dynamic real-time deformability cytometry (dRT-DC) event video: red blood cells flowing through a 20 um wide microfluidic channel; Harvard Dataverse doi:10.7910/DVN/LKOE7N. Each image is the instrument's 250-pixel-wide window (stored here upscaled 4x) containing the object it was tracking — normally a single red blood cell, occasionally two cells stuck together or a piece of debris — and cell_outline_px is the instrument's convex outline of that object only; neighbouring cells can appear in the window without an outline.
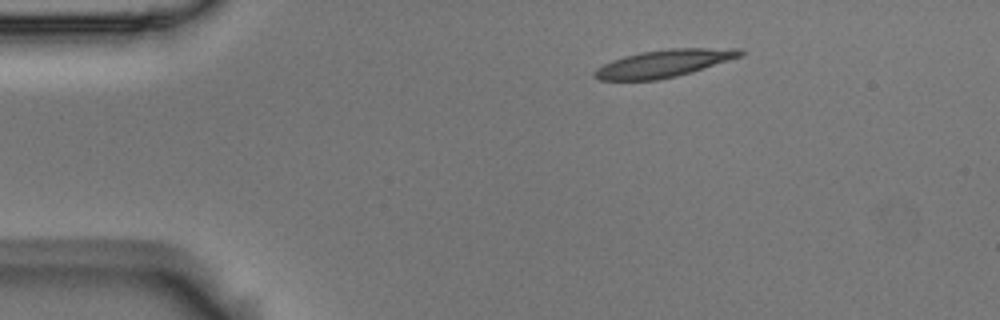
{"species": "Egyptian fruit bat (a non-hibernating species)", "species_latin": "Rousettus aegyptiacus", "temperature_condition": "room temperature", "stored_images_in_passage": 46, "camera_frame_rate_fps": 3000, "um_per_image_px": 0.085, "animal": {"sex": "male"}, "frame": {"image": 1, "passage_image": 1, "time_ms": 0.0, "image_size_px": [1000, 320], "cell_outline_px": [[748, 52], [744, 56], [692, 72], [676, 76], [656, 80], [600, 80], [592, 76], [592, 72], [596, 68], [612, 60], [624, 56], [640, 52], [668, 48], [744, 48]], "centroid_in_image_um": [56.5, 5.37], "position_along_channel_um": 28.5, "area_um2": 23.7}}
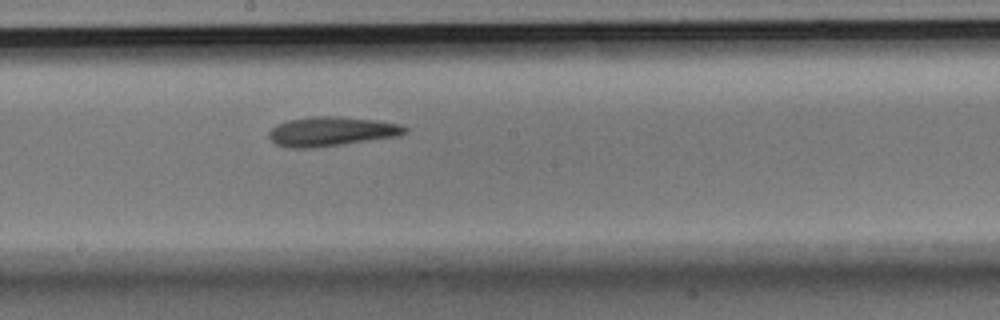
{"frame": {"image": 2, "passage_image": 21, "time_ms": 6.667, "image_size_px": [1000, 320], "cell_outline_px": [[408, 132], [400, 136], [340, 144], [308, 148], [292, 148], [276, 144], [268, 136], [268, 132], [276, 124], [288, 120], [308, 116], [340, 116], [376, 120], [400, 124], [408, 128]], "centroid_in_image_um": [28.18, 11.15], "position_along_channel_um": 220.0, "area_um2": 23.29}}
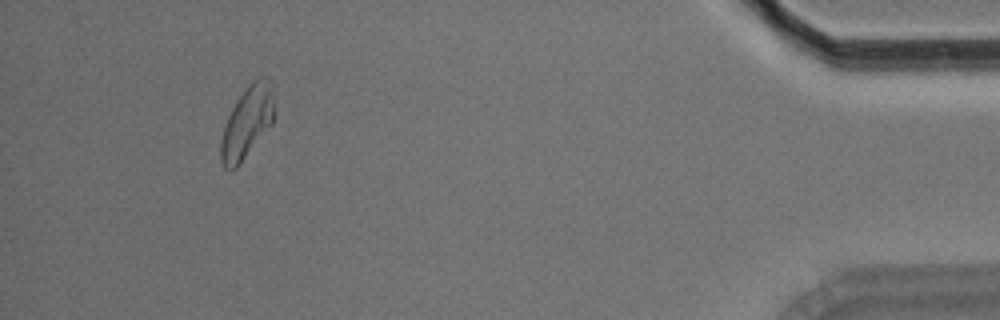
{"frame": {"image": 3, "passage_image": 42, "time_ms": 13.667, "image_size_px": [1000, 320], "cell_outline_px": [[272, 124], [240, 164], [232, 172], [228, 172], [224, 168], [220, 160], [220, 140], [224, 124], [232, 108], [248, 84], [252, 80], [260, 76], [268, 76], [272, 84]], "centroid_in_image_um": [20.96, 10.43], "position_along_channel_um": 414.2, "area_um2": 22.43}, "authors_computed_cell_mechanics": {"area_um2": 22.5709, "velocity_mm_per_s": 3.6908, "shape_relaxation_time_tau1_ms": null, "shape_relaxation_time_tau2_ms": 1.7185, "deformation_change_tau1": null, "deformation_change_tau2": 0.0901}}